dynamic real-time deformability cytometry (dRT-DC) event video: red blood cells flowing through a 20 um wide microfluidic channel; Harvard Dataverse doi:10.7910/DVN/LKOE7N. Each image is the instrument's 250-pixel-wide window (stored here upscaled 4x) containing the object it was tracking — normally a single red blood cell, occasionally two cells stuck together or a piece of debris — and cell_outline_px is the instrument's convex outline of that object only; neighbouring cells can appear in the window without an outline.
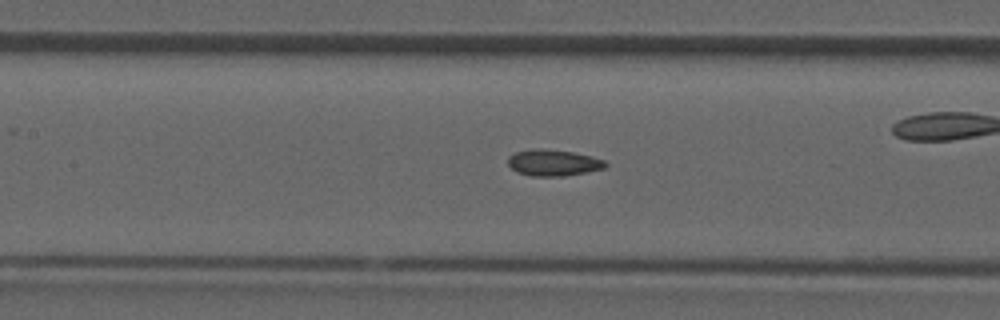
{"species": "common noctule bat (a hibernating species)", "species_latin": "Nyctalus noctula", "temperature_condition": "room temperature", "stored_images_in_passage": 40, "camera_frame_rate_fps": 3000, "um_per_image_px": 0.085, "animal": {"sex": "male", "forearm_length_mm": 52.5}, "frame": {"image": 1, "passage_image": 18, "time_ms": 5.667, "image_size_px": [1000, 320], "cell_outline_px": [[608, 164], [604, 168], [564, 176], [528, 176], [516, 172], [508, 164], [508, 156], [516, 152], [532, 148], [544, 148], [572, 152], [592, 156], [604, 160]], "centroid_in_image_um": [46.99, 13.82], "position_along_channel_um": 160.4, "area_um2": 15.03}}